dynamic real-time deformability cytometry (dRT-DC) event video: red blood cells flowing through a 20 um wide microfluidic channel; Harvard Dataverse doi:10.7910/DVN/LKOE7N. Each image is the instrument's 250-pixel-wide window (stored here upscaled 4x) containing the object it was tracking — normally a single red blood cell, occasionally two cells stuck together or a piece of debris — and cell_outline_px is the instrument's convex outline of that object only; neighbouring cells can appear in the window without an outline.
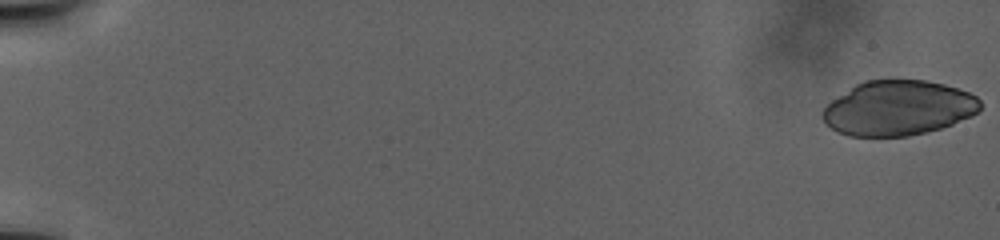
{"species": "human", "species_latin": "Homo sapiens", "temperature_condition": "warm", "stored_images_in_passage": 24, "camera_frame_rate_fps": 3000, "um_per_image_px": 0.085, "donor": {"sex": "male"}, "frame": {"image": 1, "passage_image": 1, "time_ms": 0.0, "image_size_px": [1000, 240], "cell_outline_px": [[980, 108], [972, 116], [952, 124], [940, 128], [908, 136], [848, 136], [836, 132], [820, 116], [820, 112], [832, 100], [856, 84], [864, 80], [924, 80], [944, 84], [968, 92], [976, 96], [980, 100]], "centroid_in_image_um": [76.33, 9.18], "position_along_channel_um": 8.7, "area_um2": 50.23}}
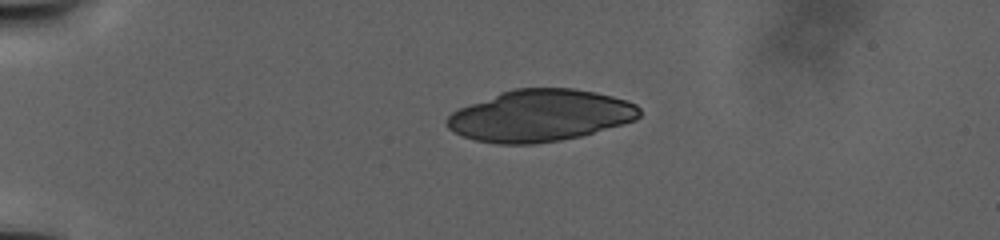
{"frame": {"image": 2, "passage_image": 10, "time_ms": 10.0, "image_size_px": [1000, 240], "cell_outline_px": [[640, 116], [636, 120], [624, 124], [580, 136], [560, 140], [536, 144], [496, 144], [476, 140], [464, 136], [448, 128], [444, 120], [452, 112], [460, 108], [500, 92], [512, 88], [572, 88], [596, 92], [612, 96], [636, 104], [640, 108]], "centroid_in_image_um": [45.92, 9.83], "position_along_channel_um": 39.1, "area_um2": 58.03}}